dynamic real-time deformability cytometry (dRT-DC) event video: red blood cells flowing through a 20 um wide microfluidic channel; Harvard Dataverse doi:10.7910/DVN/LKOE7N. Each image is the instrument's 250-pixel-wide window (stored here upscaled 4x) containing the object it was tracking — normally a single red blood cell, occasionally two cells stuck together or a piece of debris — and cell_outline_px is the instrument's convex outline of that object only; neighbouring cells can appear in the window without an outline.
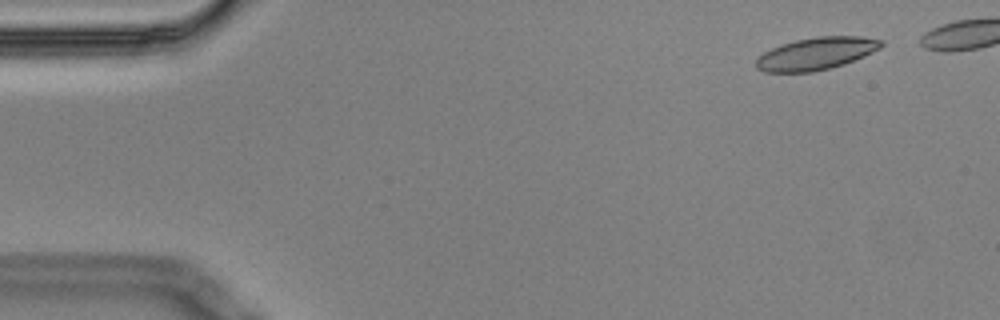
{"species": "Egyptian fruit bat (a non-hibernating species)", "species_latin": "Rousettus aegyptiacus", "temperature_condition": "cold", "stored_images_in_passage": 7, "camera_frame_rate_fps": 3000, "um_per_image_px": 0.085, "animal": {"sex": "male"}, "frame": {"image": 1, "passage_image": 2, "time_ms": 0.333, "image_size_px": [1000, 320], "cell_outline_px": [[884, 44], [880, 48], [864, 56], [844, 64], [812, 72], [764, 72], [756, 68], [756, 60], [764, 52], [772, 48], [796, 40], [816, 36], [860, 36], [884, 40]], "centroid_in_image_um": [69.4, 4.55], "position_along_channel_um": 15.6, "area_um2": 23.47}}
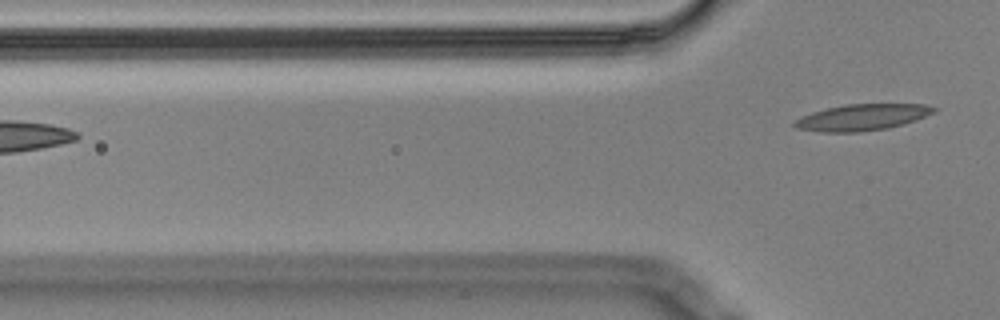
{"frame": {"image": 2, "passage_image": 7, "time_ms": 2.0, "image_size_px": [1000, 320], "cell_outline_px": [[940, 108], [936, 112], [916, 120], [888, 128], [860, 132], [820, 132], [796, 128], [792, 124], [800, 116], [812, 112], [844, 104], [924, 104]], "centroid_in_image_um": [73.3, 9.97], "position_along_channel_um": 52.5, "area_um2": 21.5}}